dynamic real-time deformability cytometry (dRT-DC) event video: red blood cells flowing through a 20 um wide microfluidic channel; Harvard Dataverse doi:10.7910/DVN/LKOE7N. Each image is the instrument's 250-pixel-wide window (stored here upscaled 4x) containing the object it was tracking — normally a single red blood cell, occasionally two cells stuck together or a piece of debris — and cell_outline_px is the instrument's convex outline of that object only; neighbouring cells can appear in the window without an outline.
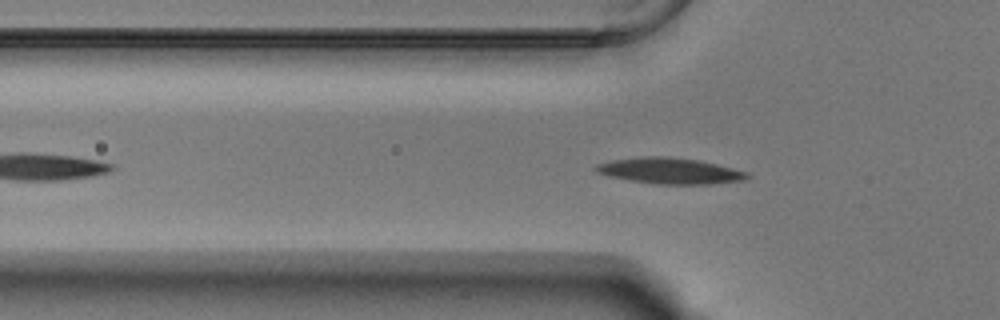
{"species": "Egyptian fruit bat (a non-hibernating species)", "species_latin": "Rousettus aegyptiacus", "temperature_condition": "warm", "stored_images_in_passage": 38, "camera_frame_rate_fps": 3000, "um_per_image_px": 0.085, "animal": {"sex": "male"}, "frame": {"image": 1, "passage_image": 9, "time_ms": 2.667, "image_size_px": [1000, 320], "cell_outline_px": [[748, 176], [744, 180], [708, 184], [656, 184], [628, 180], [608, 176], [596, 172], [592, 168], [596, 164], [612, 160], [640, 156], [664, 156], [696, 160], [716, 164], [748, 172]], "centroid_in_image_um": [56.86, 14.52], "position_along_channel_um": 68.9, "area_um2": 22.83}}
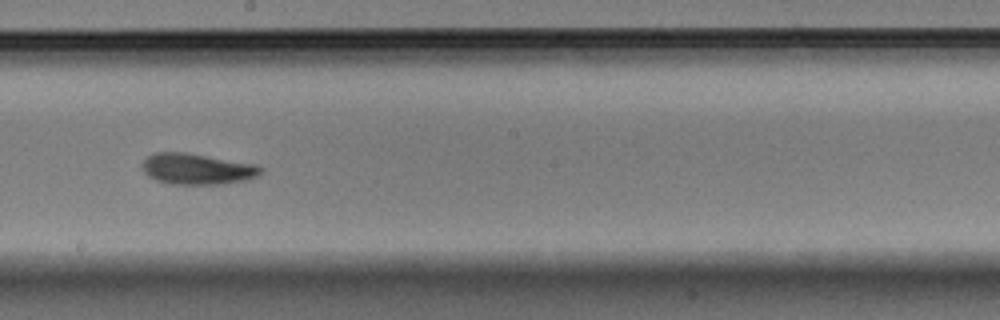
{"frame": {"image": 2, "passage_image": 22, "time_ms": 7.0, "image_size_px": [1000, 320], "cell_outline_px": [[264, 168], [256, 176], [248, 180], [224, 184], [168, 184], [156, 180], [148, 176], [144, 172], [140, 164], [152, 152], [188, 152], [256, 164]], "centroid_in_image_um": [16.73, 14.35], "position_along_channel_um": 231.5, "area_um2": 21.73}}
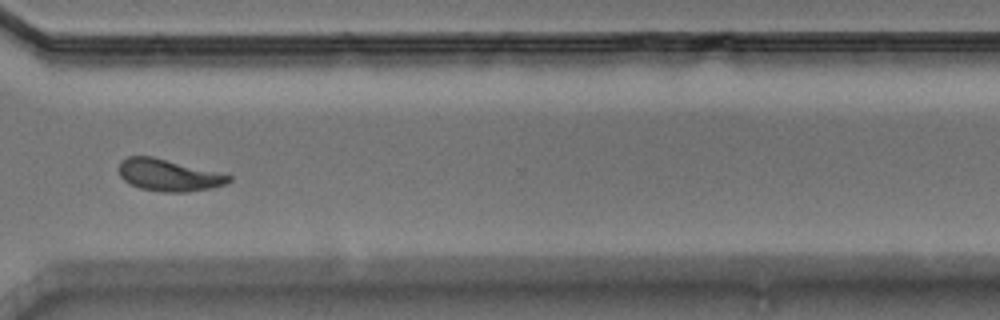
{"frame": {"image": 3, "passage_image": 32, "time_ms": 10.333, "image_size_px": [1000, 320], "cell_outline_px": [[232, 180], [224, 184], [212, 188], [188, 192], [164, 192], [140, 188], [124, 180], [120, 176], [116, 168], [120, 160], [128, 156], [152, 156], [232, 176]], "centroid_in_image_um": [14.27, 14.88], "position_along_channel_um": 356.3, "area_um2": 20.35}, "authors_computed_cell_mechanics": {"area_um2": 20.6057, "velocity_mm_per_s": 3.7399, "shape_relaxation_time_tau1_ms": 3.5129, "shape_relaxation_time_tau2_ms": 2.5966, "deformation_change_tau1": 0.1563, "deformation_change_tau2": 0.1005}}